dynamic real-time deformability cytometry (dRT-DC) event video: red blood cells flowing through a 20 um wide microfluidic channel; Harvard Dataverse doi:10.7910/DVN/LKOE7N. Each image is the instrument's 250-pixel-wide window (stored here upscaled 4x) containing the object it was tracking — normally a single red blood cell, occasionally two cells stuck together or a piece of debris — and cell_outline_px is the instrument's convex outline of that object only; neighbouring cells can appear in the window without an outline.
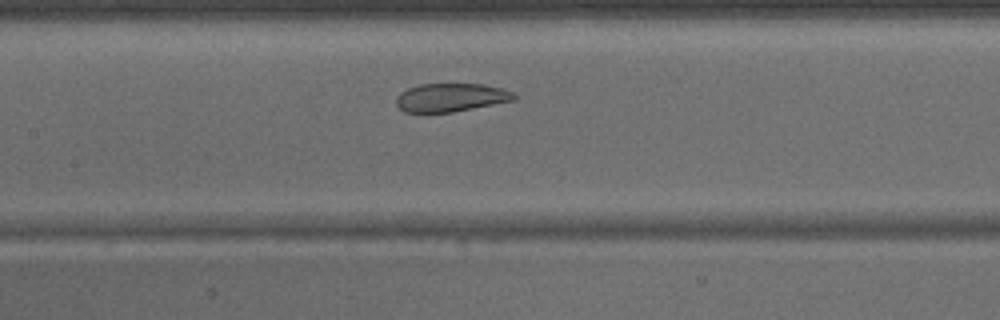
{"species": "common noctule bat (a hibernating species)", "species_latin": "Nyctalus noctula", "temperature_condition": "warm", "stored_images_in_passage": 30, "camera_frame_rate_fps": 3000, "um_per_image_px": 0.085, "animal": {"sex": "male", "body_mass_g": 15.6}, "frame": {"image": 1, "passage_image": 7, "time_ms": 2.0, "image_size_px": [1000, 320], "cell_outline_px": [[516, 100], [452, 112], [404, 112], [396, 104], [396, 96], [400, 92], [408, 88], [420, 84], [484, 84], [504, 88], [512, 92], [516, 96]], "centroid_in_image_um": [38.33, 8.28], "position_along_channel_um": 169.1, "area_um2": 19.54}}
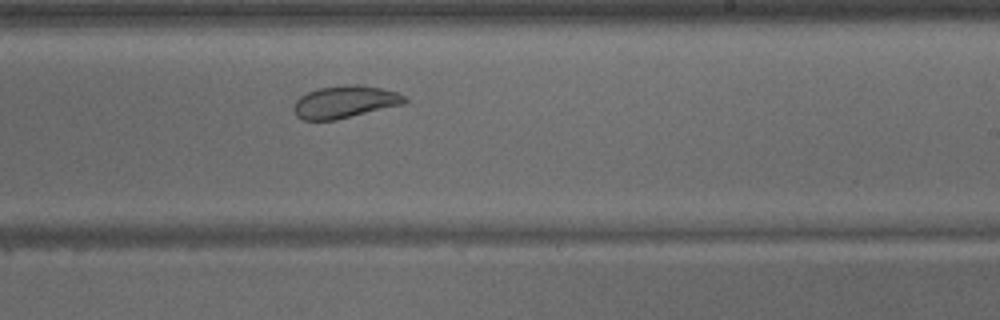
{"frame": {"image": 2, "passage_image": 13, "time_ms": 4.0, "image_size_px": [1000, 320], "cell_outline_px": [[408, 100], [404, 104], [336, 120], [304, 120], [296, 116], [292, 108], [296, 100], [300, 96], [316, 88], [344, 84], [356, 84], [380, 88], [396, 92], [404, 96]], "centroid_in_image_um": [29.28, 8.66], "position_along_channel_um": 259.7, "area_um2": 21.04}}
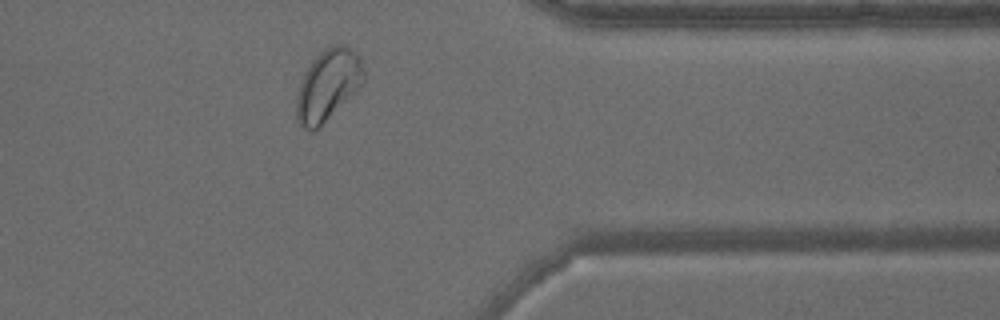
{"frame": {"image": 3, "passage_image": 22, "time_ms": 7.0, "image_size_px": [1000, 320], "cell_outline_px": [[368, 76], [364, 84], [320, 128], [312, 132], [304, 128], [300, 124], [296, 116], [296, 96], [300, 80], [304, 72], [312, 60], [324, 48], [332, 44], [344, 44], [352, 48], [360, 56]], "centroid_in_image_um": [27.92, 7.22], "position_along_channel_um": 383.5, "area_um2": 28.96}}